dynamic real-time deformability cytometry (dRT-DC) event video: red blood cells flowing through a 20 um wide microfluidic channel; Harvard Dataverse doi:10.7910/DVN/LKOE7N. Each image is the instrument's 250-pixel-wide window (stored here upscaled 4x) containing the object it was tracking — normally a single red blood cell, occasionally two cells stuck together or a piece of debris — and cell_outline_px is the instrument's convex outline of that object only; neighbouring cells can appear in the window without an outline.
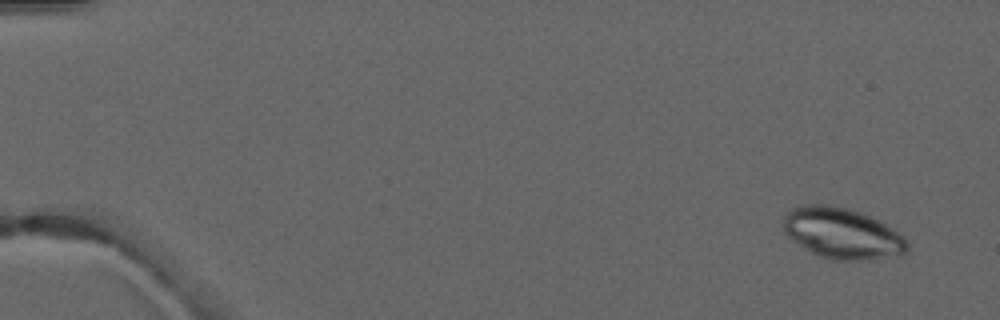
{"species": "common noctule bat (a hibernating species)", "species_latin": "Nyctalus noctula", "temperature_condition": "warm", "stored_images_in_passage": 4, "camera_frame_rate_fps": 3000, "um_per_image_px": 0.085, "animal": {"sex": "male", "forearm_length_mm": 52.5}, "frame": {"image": 1, "passage_image": 1, "time_ms": 0.0, "image_size_px": [1000, 320], "cell_outline_px": [[908, 248], [900, 256], [872, 260], [832, 260], [820, 256], [804, 248], [792, 240], [784, 232], [784, 216], [792, 208], [800, 204], [828, 204], [848, 208], [860, 212], [880, 220], [904, 236], [908, 240]], "centroid_in_image_um": [71.61, 19.83], "position_along_channel_um": 13.4, "area_um2": 37.17}}